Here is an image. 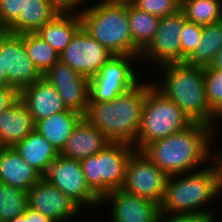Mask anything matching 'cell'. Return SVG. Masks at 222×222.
<instances>
[{"instance_id":"28","label":"cell","mask_w":222,"mask_h":222,"mask_svg":"<svg viewBox=\"0 0 222 222\" xmlns=\"http://www.w3.org/2000/svg\"><path fill=\"white\" fill-rule=\"evenodd\" d=\"M180 9L186 20L202 26L222 20V0H182Z\"/></svg>"},{"instance_id":"27","label":"cell","mask_w":222,"mask_h":222,"mask_svg":"<svg viewBox=\"0 0 222 222\" xmlns=\"http://www.w3.org/2000/svg\"><path fill=\"white\" fill-rule=\"evenodd\" d=\"M22 40L28 57L41 74L59 60V53L37 33L22 34Z\"/></svg>"},{"instance_id":"29","label":"cell","mask_w":222,"mask_h":222,"mask_svg":"<svg viewBox=\"0 0 222 222\" xmlns=\"http://www.w3.org/2000/svg\"><path fill=\"white\" fill-rule=\"evenodd\" d=\"M28 208V192L0 183V221L9 222Z\"/></svg>"},{"instance_id":"13","label":"cell","mask_w":222,"mask_h":222,"mask_svg":"<svg viewBox=\"0 0 222 222\" xmlns=\"http://www.w3.org/2000/svg\"><path fill=\"white\" fill-rule=\"evenodd\" d=\"M42 77L56 88L67 109L85 116L89 106V78L60 59Z\"/></svg>"},{"instance_id":"15","label":"cell","mask_w":222,"mask_h":222,"mask_svg":"<svg viewBox=\"0 0 222 222\" xmlns=\"http://www.w3.org/2000/svg\"><path fill=\"white\" fill-rule=\"evenodd\" d=\"M3 63L9 85L19 92L42 78L27 55L22 34L8 33L3 37Z\"/></svg>"},{"instance_id":"36","label":"cell","mask_w":222,"mask_h":222,"mask_svg":"<svg viewBox=\"0 0 222 222\" xmlns=\"http://www.w3.org/2000/svg\"><path fill=\"white\" fill-rule=\"evenodd\" d=\"M19 99V91L12 86L0 87V114Z\"/></svg>"},{"instance_id":"30","label":"cell","mask_w":222,"mask_h":222,"mask_svg":"<svg viewBox=\"0 0 222 222\" xmlns=\"http://www.w3.org/2000/svg\"><path fill=\"white\" fill-rule=\"evenodd\" d=\"M135 8L162 18L177 12L180 9L179 0H133Z\"/></svg>"},{"instance_id":"44","label":"cell","mask_w":222,"mask_h":222,"mask_svg":"<svg viewBox=\"0 0 222 222\" xmlns=\"http://www.w3.org/2000/svg\"><path fill=\"white\" fill-rule=\"evenodd\" d=\"M9 222H28V219H27V217L23 214V215H21V216H18V217H16V218L12 219V220L9 221Z\"/></svg>"},{"instance_id":"9","label":"cell","mask_w":222,"mask_h":222,"mask_svg":"<svg viewBox=\"0 0 222 222\" xmlns=\"http://www.w3.org/2000/svg\"><path fill=\"white\" fill-rule=\"evenodd\" d=\"M168 176L141 150H134L125 167L122 190L161 204Z\"/></svg>"},{"instance_id":"25","label":"cell","mask_w":222,"mask_h":222,"mask_svg":"<svg viewBox=\"0 0 222 222\" xmlns=\"http://www.w3.org/2000/svg\"><path fill=\"white\" fill-rule=\"evenodd\" d=\"M220 49H222V20L203 25L201 40L185 63L191 66L209 67Z\"/></svg>"},{"instance_id":"38","label":"cell","mask_w":222,"mask_h":222,"mask_svg":"<svg viewBox=\"0 0 222 222\" xmlns=\"http://www.w3.org/2000/svg\"><path fill=\"white\" fill-rule=\"evenodd\" d=\"M24 215L27 217L28 222H54L48 216H45L37 211H34L30 208L25 210Z\"/></svg>"},{"instance_id":"20","label":"cell","mask_w":222,"mask_h":222,"mask_svg":"<svg viewBox=\"0 0 222 222\" xmlns=\"http://www.w3.org/2000/svg\"><path fill=\"white\" fill-rule=\"evenodd\" d=\"M35 130V122L26 105L18 99L0 114V147H14Z\"/></svg>"},{"instance_id":"17","label":"cell","mask_w":222,"mask_h":222,"mask_svg":"<svg viewBox=\"0 0 222 222\" xmlns=\"http://www.w3.org/2000/svg\"><path fill=\"white\" fill-rule=\"evenodd\" d=\"M35 124L50 115L68 110L56 88L43 77L19 92Z\"/></svg>"},{"instance_id":"32","label":"cell","mask_w":222,"mask_h":222,"mask_svg":"<svg viewBox=\"0 0 222 222\" xmlns=\"http://www.w3.org/2000/svg\"><path fill=\"white\" fill-rule=\"evenodd\" d=\"M205 91L210 109L222 104V75L214 68L205 67Z\"/></svg>"},{"instance_id":"26","label":"cell","mask_w":222,"mask_h":222,"mask_svg":"<svg viewBox=\"0 0 222 222\" xmlns=\"http://www.w3.org/2000/svg\"><path fill=\"white\" fill-rule=\"evenodd\" d=\"M128 18L134 45L142 52L152 41L160 18L128 5Z\"/></svg>"},{"instance_id":"22","label":"cell","mask_w":222,"mask_h":222,"mask_svg":"<svg viewBox=\"0 0 222 222\" xmlns=\"http://www.w3.org/2000/svg\"><path fill=\"white\" fill-rule=\"evenodd\" d=\"M84 116L73 110L50 115L35 124V130L45 137L60 153L76 125Z\"/></svg>"},{"instance_id":"37","label":"cell","mask_w":222,"mask_h":222,"mask_svg":"<svg viewBox=\"0 0 222 222\" xmlns=\"http://www.w3.org/2000/svg\"><path fill=\"white\" fill-rule=\"evenodd\" d=\"M218 119L222 120V104H220L217 108H215L213 110L212 117H211L209 123L207 124L211 138L214 141V143H216V139H218V137L216 135V134H218V132L217 133L215 132V131H218V129L215 128V126L217 127V123L219 121Z\"/></svg>"},{"instance_id":"8","label":"cell","mask_w":222,"mask_h":222,"mask_svg":"<svg viewBox=\"0 0 222 222\" xmlns=\"http://www.w3.org/2000/svg\"><path fill=\"white\" fill-rule=\"evenodd\" d=\"M137 60V56L113 55L101 70L89 79V103L112 101L135 87L140 82L138 77H141L138 71H135L137 68H134Z\"/></svg>"},{"instance_id":"45","label":"cell","mask_w":222,"mask_h":222,"mask_svg":"<svg viewBox=\"0 0 222 222\" xmlns=\"http://www.w3.org/2000/svg\"><path fill=\"white\" fill-rule=\"evenodd\" d=\"M209 222H217V219H215V220H210Z\"/></svg>"},{"instance_id":"16","label":"cell","mask_w":222,"mask_h":222,"mask_svg":"<svg viewBox=\"0 0 222 222\" xmlns=\"http://www.w3.org/2000/svg\"><path fill=\"white\" fill-rule=\"evenodd\" d=\"M110 205V222H156L160 205L122 189L113 190L101 198L100 206ZM109 203V204H108Z\"/></svg>"},{"instance_id":"2","label":"cell","mask_w":222,"mask_h":222,"mask_svg":"<svg viewBox=\"0 0 222 222\" xmlns=\"http://www.w3.org/2000/svg\"><path fill=\"white\" fill-rule=\"evenodd\" d=\"M218 197H221V172L215 158L211 164L197 171L168 176L160 211L199 215L209 221H220L215 212L207 209L208 204Z\"/></svg>"},{"instance_id":"7","label":"cell","mask_w":222,"mask_h":222,"mask_svg":"<svg viewBox=\"0 0 222 222\" xmlns=\"http://www.w3.org/2000/svg\"><path fill=\"white\" fill-rule=\"evenodd\" d=\"M134 150L131 144L109 142L96 155L80 160L87 184L100 198L122 189L125 167Z\"/></svg>"},{"instance_id":"10","label":"cell","mask_w":222,"mask_h":222,"mask_svg":"<svg viewBox=\"0 0 222 222\" xmlns=\"http://www.w3.org/2000/svg\"><path fill=\"white\" fill-rule=\"evenodd\" d=\"M43 177L81 209L100 207L101 198L87 184L80 160L59 155Z\"/></svg>"},{"instance_id":"34","label":"cell","mask_w":222,"mask_h":222,"mask_svg":"<svg viewBox=\"0 0 222 222\" xmlns=\"http://www.w3.org/2000/svg\"><path fill=\"white\" fill-rule=\"evenodd\" d=\"M51 6L61 14H80L87 2L86 0H48ZM84 4V5H83ZM83 8H82V6ZM81 7V8H80Z\"/></svg>"},{"instance_id":"35","label":"cell","mask_w":222,"mask_h":222,"mask_svg":"<svg viewBox=\"0 0 222 222\" xmlns=\"http://www.w3.org/2000/svg\"><path fill=\"white\" fill-rule=\"evenodd\" d=\"M156 222H209V220L199 215L168 214L160 211Z\"/></svg>"},{"instance_id":"39","label":"cell","mask_w":222,"mask_h":222,"mask_svg":"<svg viewBox=\"0 0 222 222\" xmlns=\"http://www.w3.org/2000/svg\"><path fill=\"white\" fill-rule=\"evenodd\" d=\"M10 86L7 80V71H4L3 63V38H0V87Z\"/></svg>"},{"instance_id":"31","label":"cell","mask_w":222,"mask_h":222,"mask_svg":"<svg viewBox=\"0 0 222 222\" xmlns=\"http://www.w3.org/2000/svg\"><path fill=\"white\" fill-rule=\"evenodd\" d=\"M203 26L194 22L185 20L181 32V62L193 53L202 37Z\"/></svg>"},{"instance_id":"24","label":"cell","mask_w":222,"mask_h":222,"mask_svg":"<svg viewBox=\"0 0 222 222\" xmlns=\"http://www.w3.org/2000/svg\"><path fill=\"white\" fill-rule=\"evenodd\" d=\"M81 27L79 14L58 13L36 33L60 54Z\"/></svg>"},{"instance_id":"40","label":"cell","mask_w":222,"mask_h":222,"mask_svg":"<svg viewBox=\"0 0 222 222\" xmlns=\"http://www.w3.org/2000/svg\"><path fill=\"white\" fill-rule=\"evenodd\" d=\"M209 68L216 69L222 75V49L217 52Z\"/></svg>"},{"instance_id":"33","label":"cell","mask_w":222,"mask_h":222,"mask_svg":"<svg viewBox=\"0 0 222 222\" xmlns=\"http://www.w3.org/2000/svg\"><path fill=\"white\" fill-rule=\"evenodd\" d=\"M24 5L25 0H0V16L7 27L24 11Z\"/></svg>"},{"instance_id":"3","label":"cell","mask_w":222,"mask_h":222,"mask_svg":"<svg viewBox=\"0 0 222 222\" xmlns=\"http://www.w3.org/2000/svg\"><path fill=\"white\" fill-rule=\"evenodd\" d=\"M153 82H139L114 100L89 103L85 118L110 142L131 144L136 150V139L141 123L147 90Z\"/></svg>"},{"instance_id":"4","label":"cell","mask_w":222,"mask_h":222,"mask_svg":"<svg viewBox=\"0 0 222 222\" xmlns=\"http://www.w3.org/2000/svg\"><path fill=\"white\" fill-rule=\"evenodd\" d=\"M159 81L153 85L169 100L175 102L192 122L208 124L213 111L206 99L205 68L185 62L158 67Z\"/></svg>"},{"instance_id":"6","label":"cell","mask_w":222,"mask_h":222,"mask_svg":"<svg viewBox=\"0 0 222 222\" xmlns=\"http://www.w3.org/2000/svg\"><path fill=\"white\" fill-rule=\"evenodd\" d=\"M192 123L175 102L152 85L142 109L136 150L142 151L149 143L182 131Z\"/></svg>"},{"instance_id":"41","label":"cell","mask_w":222,"mask_h":222,"mask_svg":"<svg viewBox=\"0 0 222 222\" xmlns=\"http://www.w3.org/2000/svg\"><path fill=\"white\" fill-rule=\"evenodd\" d=\"M104 4H119V5H129L133 0H97V2Z\"/></svg>"},{"instance_id":"23","label":"cell","mask_w":222,"mask_h":222,"mask_svg":"<svg viewBox=\"0 0 222 222\" xmlns=\"http://www.w3.org/2000/svg\"><path fill=\"white\" fill-rule=\"evenodd\" d=\"M57 14L48 0H25L24 11L8 27V32L17 35L36 33Z\"/></svg>"},{"instance_id":"5","label":"cell","mask_w":222,"mask_h":222,"mask_svg":"<svg viewBox=\"0 0 222 222\" xmlns=\"http://www.w3.org/2000/svg\"><path fill=\"white\" fill-rule=\"evenodd\" d=\"M93 3L79 14L83 29L113 55L139 58L141 51L133 43L128 5Z\"/></svg>"},{"instance_id":"18","label":"cell","mask_w":222,"mask_h":222,"mask_svg":"<svg viewBox=\"0 0 222 222\" xmlns=\"http://www.w3.org/2000/svg\"><path fill=\"white\" fill-rule=\"evenodd\" d=\"M42 177L14 147H0V183L28 191Z\"/></svg>"},{"instance_id":"42","label":"cell","mask_w":222,"mask_h":222,"mask_svg":"<svg viewBox=\"0 0 222 222\" xmlns=\"http://www.w3.org/2000/svg\"><path fill=\"white\" fill-rule=\"evenodd\" d=\"M215 158L219 163L220 172H221V196H222V152L219 149L216 152Z\"/></svg>"},{"instance_id":"43","label":"cell","mask_w":222,"mask_h":222,"mask_svg":"<svg viewBox=\"0 0 222 222\" xmlns=\"http://www.w3.org/2000/svg\"><path fill=\"white\" fill-rule=\"evenodd\" d=\"M8 33V27L3 23L0 16V38L5 37Z\"/></svg>"},{"instance_id":"12","label":"cell","mask_w":222,"mask_h":222,"mask_svg":"<svg viewBox=\"0 0 222 222\" xmlns=\"http://www.w3.org/2000/svg\"><path fill=\"white\" fill-rule=\"evenodd\" d=\"M113 54L81 27L59 54V59L87 78L97 74Z\"/></svg>"},{"instance_id":"11","label":"cell","mask_w":222,"mask_h":222,"mask_svg":"<svg viewBox=\"0 0 222 222\" xmlns=\"http://www.w3.org/2000/svg\"><path fill=\"white\" fill-rule=\"evenodd\" d=\"M185 20L181 9L160 18L152 41L140 54V61L149 59L147 62L155 64L156 68L166 64L181 63L180 38Z\"/></svg>"},{"instance_id":"21","label":"cell","mask_w":222,"mask_h":222,"mask_svg":"<svg viewBox=\"0 0 222 222\" xmlns=\"http://www.w3.org/2000/svg\"><path fill=\"white\" fill-rule=\"evenodd\" d=\"M28 164L38 170L43 176L48 172L50 165L60 155L58 150L36 130L27 135L14 146Z\"/></svg>"},{"instance_id":"1","label":"cell","mask_w":222,"mask_h":222,"mask_svg":"<svg viewBox=\"0 0 222 222\" xmlns=\"http://www.w3.org/2000/svg\"><path fill=\"white\" fill-rule=\"evenodd\" d=\"M213 142L208 126L193 122L182 131L149 143L142 151L167 176H173L209 165L218 150Z\"/></svg>"},{"instance_id":"14","label":"cell","mask_w":222,"mask_h":222,"mask_svg":"<svg viewBox=\"0 0 222 222\" xmlns=\"http://www.w3.org/2000/svg\"><path fill=\"white\" fill-rule=\"evenodd\" d=\"M27 192L28 208L48 216L54 222L71 221L82 211L75 202L44 177Z\"/></svg>"},{"instance_id":"19","label":"cell","mask_w":222,"mask_h":222,"mask_svg":"<svg viewBox=\"0 0 222 222\" xmlns=\"http://www.w3.org/2000/svg\"><path fill=\"white\" fill-rule=\"evenodd\" d=\"M110 141L85 117L76 125L60 155L69 159L82 160L96 155Z\"/></svg>"}]
</instances>
